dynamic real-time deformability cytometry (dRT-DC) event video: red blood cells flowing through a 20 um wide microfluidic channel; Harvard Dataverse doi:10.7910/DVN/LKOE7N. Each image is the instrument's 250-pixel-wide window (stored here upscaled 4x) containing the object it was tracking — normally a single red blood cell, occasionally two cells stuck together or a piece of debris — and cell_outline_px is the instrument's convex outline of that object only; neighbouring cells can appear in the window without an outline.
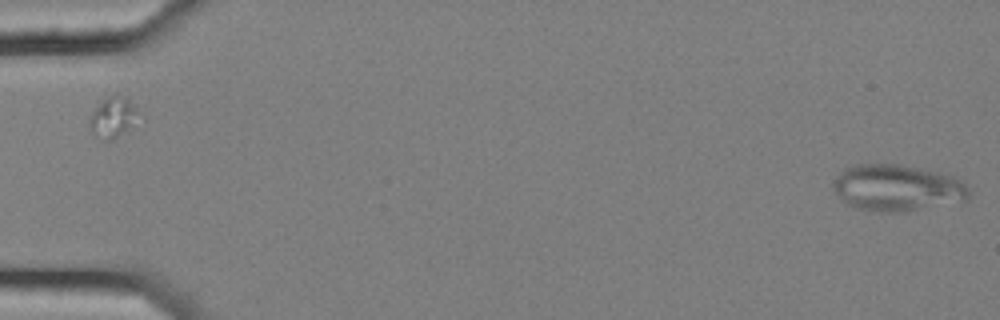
{"species": "common noctule bat (a hibernating species)", "species_latin": "Nyctalus noctula", "temperature_condition": "cold", "stored_images_in_passage": 2, "camera_frame_rate_fps": 3000, "um_per_image_px": 0.085, "animal": {"sex": "female", "body_mass_g": 25.1}, "frame": {"image": 1, "passage_image": 2, "time_ms": 0.333, "image_size_px": [1000, 320], "cell_outline_px": [[968, 200], [896, 212], [888, 212], [856, 208], [848, 204], [836, 192], [832, 184], [836, 176], [844, 168], [856, 164], [900, 164], [936, 172], [952, 176], [960, 180], [968, 188]], "centroid_in_image_um": [76.23, 15.95], "position_along_channel_um": 8.8, "area_um2": 36.07}}